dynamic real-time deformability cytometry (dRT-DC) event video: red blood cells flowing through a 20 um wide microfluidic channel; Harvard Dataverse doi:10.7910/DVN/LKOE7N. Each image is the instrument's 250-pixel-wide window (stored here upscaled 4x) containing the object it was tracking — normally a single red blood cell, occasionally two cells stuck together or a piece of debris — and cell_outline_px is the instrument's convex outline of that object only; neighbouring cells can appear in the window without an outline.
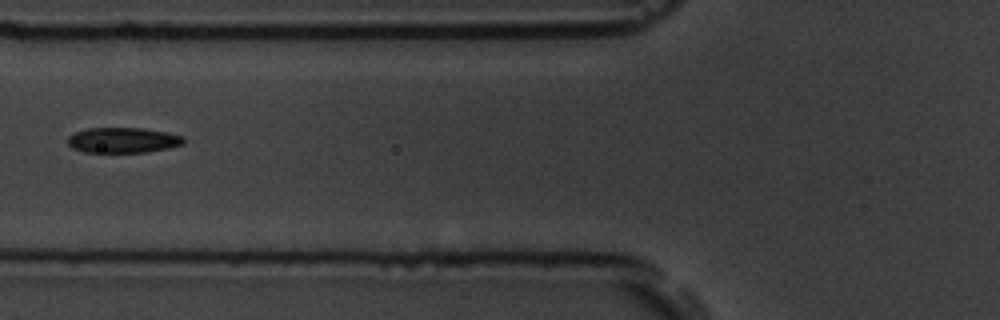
{"species": "common noctule bat (a hibernating species)", "species_latin": "Nyctalus noctula", "temperature_condition": "room temperature", "stored_images_in_passage": 11, "camera_frame_rate_fps": 3000, "um_per_image_px": 0.085, "animal": {"sex": "male", "body_mass_g": 19.5, "forearm_length_mm": 54.6}, "frame": {"image": 1, "passage_image": 2, "time_ms": 0.333, "image_size_px": [1000, 320], "cell_outline_px": [[184, 144], [168, 148], [144, 152], [84, 152], [72, 148], [68, 144], [68, 136], [76, 132], [88, 128], [140, 128], [168, 132], [184, 136]], "centroid_in_image_um": [10.46, 11.91], "position_along_channel_um": 115.3, "area_um2": 17.11}}
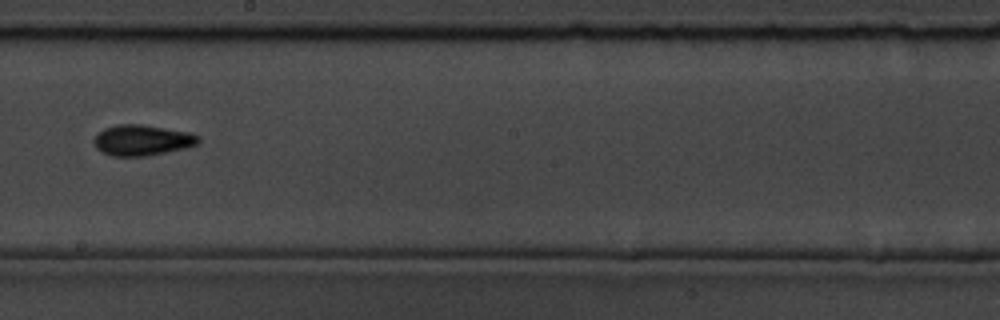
{"frame": {"image": 2, "passage_image": 5, "time_ms": 1.333, "image_size_px": [1000, 320], "cell_outline_px": [[200, 140], [196, 144], [188, 148], [148, 156], [112, 156], [96, 148], [92, 140], [104, 128], [116, 124], [140, 124], [188, 132], [200, 136]], "centroid_in_image_um": [12.09, 11.92], "position_along_channel_um": 236.1, "area_um2": 18.73}}
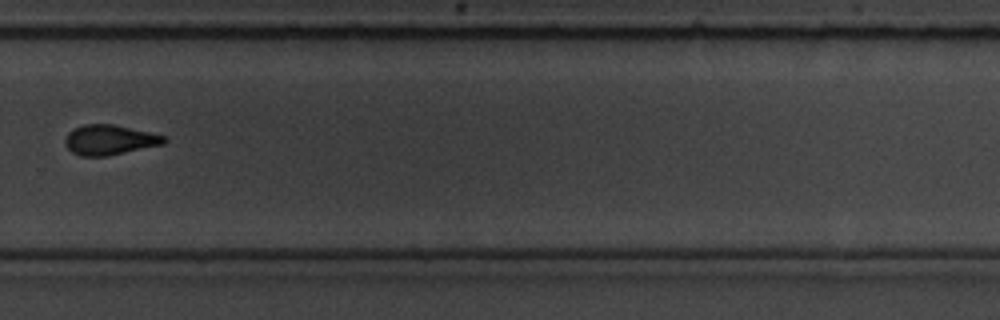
{"frame": {"image": 3, "passage_image": 7, "time_ms": 2.0, "image_size_px": [1000, 320], "cell_outline_px": [[168, 140], [164, 144], [108, 156], [80, 156], [72, 152], [64, 144], [64, 140], [68, 132], [84, 124], [116, 124], [164, 136]], "centroid_in_image_um": [9.3, 11.89], "position_along_channel_um": 320.5, "area_um2": 17.34}}